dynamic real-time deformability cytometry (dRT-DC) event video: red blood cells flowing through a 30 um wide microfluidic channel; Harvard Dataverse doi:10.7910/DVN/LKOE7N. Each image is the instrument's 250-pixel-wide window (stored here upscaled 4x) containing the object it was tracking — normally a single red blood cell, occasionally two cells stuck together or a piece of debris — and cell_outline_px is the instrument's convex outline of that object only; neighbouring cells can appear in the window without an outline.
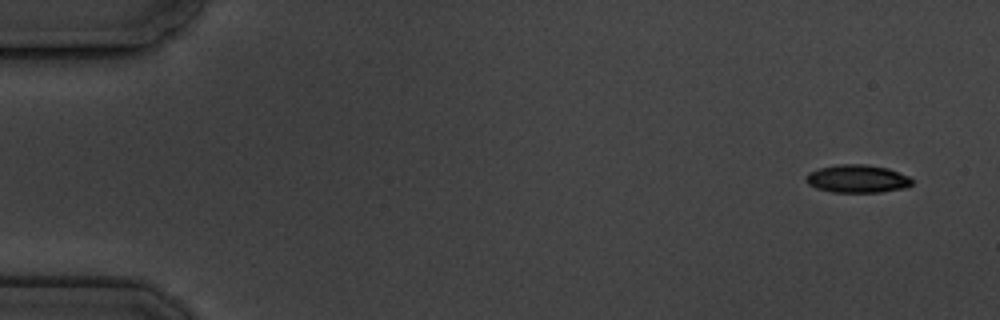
{"species": "common noctule bat (a hibernating species)", "species_latin": "Nyctalus noctula", "temperature_condition": "cold", "stored_images_in_passage": 5, "camera_frame_rate_fps": 3000, "um_per_image_px": 0.085, "animal": {"sex": "male", "body_mass_g": 19.5, "forearm_length_mm": 54.6}, "frame": {"image": 1, "passage_image": 1, "time_ms": 0.0, "image_size_px": [1000, 320], "cell_outline_px": [[912, 184], [908, 188], [880, 192], [832, 192], [816, 188], [808, 184], [804, 180], [808, 172], [820, 168], [836, 164], [864, 164], [888, 168], [908, 176], [912, 180]], "centroid_in_image_um": [72.86, 15.2], "position_along_channel_um": 12.1, "area_um2": 17.4}}
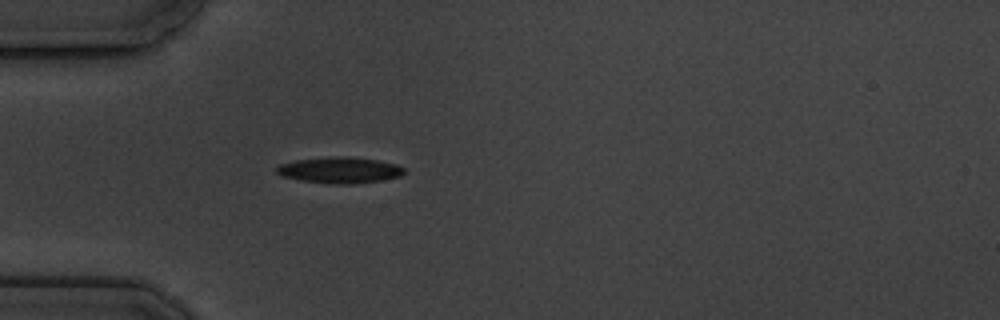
{"frame": {"image": 2, "passage_image": 5, "time_ms": 4.667, "image_size_px": [1000, 320], "cell_outline_px": [[404, 172], [400, 176], [380, 180], [352, 184], [336, 184], [300, 180], [280, 176], [276, 172], [276, 168], [280, 164], [296, 160], [336, 156], [348, 156], [376, 160], [396, 164], [404, 168]], "centroid_in_image_um": [28.85, 14.46], "position_along_channel_um": 56.2, "area_um2": 19.25}}